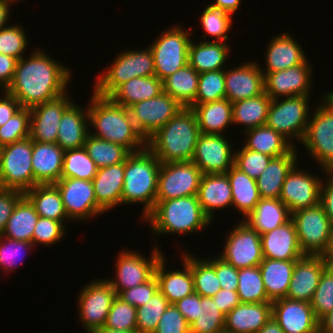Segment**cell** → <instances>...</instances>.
<instances>
[{
    "label": "cell",
    "instance_id": "1",
    "mask_svg": "<svg viewBox=\"0 0 333 333\" xmlns=\"http://www.w3.org/2000/svg\"><path fill=\"white\" fill-rule=\"evenodd\" d=\"M30 54L17 61L12 82L5 90L22 108L29 109L67 93L72 79L70 67L51 58L47 51L36 48Z\"/></svg>",
    "mask_w": 333,
    "mask_h": 333
},
{
    "label": "cell",
    "instance_id": "2",
    "mask_svg": "<svg viewBox=\"0 0 333 333\" xmlns=\"http://www.w3.org/2000/svg\"><path fill=\"white\" fill-rule=\"evenodd\" d=\"M92 93L88 101V117L89 125L95 128V132H91L90 128V134L120 144L130 152L144 149L146 140L134 126L129 109L114 103L109 97Z\"/></svg>",
    "mask_w": 333,
    "mask_h": 333
},
{
    "label": "cell",
    "instance_id": "3",
    "mask_svg": "<svg viewBox=\"0 0 333 333\" xmlns=\"http://www.w3.org/2000/svg\"><path fill=\"white\" fill-rule=\"evenodd\" d=\"M200 134L195 112L183 108L146 140V147L160 163L192 161Z\"/></svg>",
    "mask_w": 333,
    "mask_h": 333
},
{
    "label": "cell",
    "instance_id": "4",
    "mask_svg": "<svg viewBox=\"0 0 333 333\" xmlns=\"http://www.w3.org/2000/svg\"><path fill=\"white\" fill-rule=\"evenodd\" d=\"M150 223L154 236L194 234L213 224L200 206L197 195L169 200H156L154 209L143 219Z\"/></svg>",
    "mask_w": 333,
    "mask_h": 333
},
{
    "label": "cell",
    "instance_id": "5",
    "mask_svg": "<svg viewBox=\"0 0 333 333\" xmlns=\"http://www.w3.org/2000/svg\"><path fill=\"white\" fill-rule=\"evenodd\" d=\"M160 166V161L147 147L131 152L125 160L121 205H143L141 220L156 205Z\"/></svg>",
    "mask_w": 333,
    "mask_h": 333
},
{
    "label": "cell",
    "instance_id": "6",
    "mask_svg": "<svg viewBox=\"0 0 333 333\" xmlns=\"http://www.w3.org/2000/svg\"><path fill=\"white\" fill-rule=\"evenodd\" d=\"M319 102L314 106L317 108L309 118L301 143L309 157L327 173L333 171V94L323 93Z\"/></svg>",
    "mask_w": 333,
    "mask_h": 333
},
{
    "label": "cell",
    "instance_id": "7",
    "mask_svg": "<svg viewBox=\"0 0 333 333\" xmlns=\"http://www.w3.org/2000/svg\"><path fill=\"white\" fill-rule=\"evenodd\" d=\"M95 79L94 92L109 97L121 84L135 77L155 75L153 54L149 47L140 50H123Z\"/></svg>",
    "mask_w": 333,
    "mask_h": 333
},
{
    "label": "cell",
    "instance_id": "8",
    "mask_svg": "<svg viewBox=\"0 0 333 333\" xmlns=\"http://www.w3.org/2000/svg\"><path fill=\"white\" fill-rule=\"evenodd\" d=\"M304 255L327 256L333 241V226L323 207L301 209L291 214Z\"/></svg>",
    "mask_w": 333,
    "mask_h": 333
},
{
    "label": "cell",
    "instance_id": "9",
    "mask_svg": "<svg viewBox=\"0 0 333 333\" xmlns=\"http://www.w3.org/2000/svg\"><path fill=\"white\" fill-rule=\"evenodd\" d=\"M311 96H289L271 100L265 125L286 138L294 147L301 142L310 118ZM295 140V142L293 141Z\"/></svg>",
    "mask_w": 333,
    "mask_h": 333
},
{
    "label": "cell",
    "instance_id": "10",
    "mask_svg": "<svg viewBox=\"0 0 333 333\" xmlns=\"http://www.w3.org/2000/svg\"><path fill=\"white\" fill-rule=\"evenodd\" d=\"M149 44L153 54L155 76L164 80L188 64L192 33L181 25L171 26Z\"/></svg>",
    "mask_w": 333,
    "mask_h": 333
},
{
    "label": "cell",
    "instance_id": "11",
    "mask_svg": "<svg viewBox=\"0 0 333 333\" xmlns=\"http://www.w3.org/2000/svg\"><path fill=\"white\" fill-rule=\"evenodd\" d=\"M32 140H18L0 148V188L25 193L34 187Z\"/></svg>",
    "mask_w": 333,
    "mask_h": 333
},
{
    "label": "cell",
    "instance_id": "12",
    "mask_svg": "<svg viewBox=\"0 0 333 333\" xmlns=\"http://www.w3.org/2000/svg\"><path fill=\"white\" fill-rule=\"evenodd\" d=\"M77 296L78 319L87 333L104 327L108 312L117 296L106 279H96L84 285ZM81 319V320H80Z\"/></svg>",
    "mask_w": 333,
    "mask_h": 333
},
{
    "label": "cell",
    "instance_id": "13",
    "mask_svg": "<svg viewBox=\"0 0 333 333\" xmlns=\"http://www.w3.org/2000/svg\"><path fill=\"white\" fill-rule=\"evenodd\" d=\"M160 249L154 246L151 249L150 258L145 257L141 252L131 251L132 249H123L119 252L117 259H115V268H113L115 269V277L110 279L106 277L117 295L123 290L147 282L154 275L156 264L164 255Z\"/></svg>",
    "mask_w": 333,
    "mask_h": 333
},
{
    "label": "cell",
    "instance_id": "14",
    "mask_svg": "<svg viewBox=\"0 0 333 333\" xmlns=\"http://www.w3.org/2000/svg\"><path fill=\"white\" fill-rule=\"evenodd\" d=\"M231 230L217 256L237 269L259 266L263 261L260 234L243 220Z\"/></svg>",
    "mask_w": 333,
    "mask_h": 333
},
{
    "label": "cell",
    "instance_id": "15",
    "mask_svg": "<svg viewBox=\"0 0 333 333\" xmlns=\"http://www.w3.org/2000/svg\"><path fill=\"white\" fill-rule=\"evenodd\" d=\"M202 175L192 161L161 163L156 200L197 195Z\"/></svg>",
    "mask_w": 333,
    "mask_h": 333
},
{
    "label": "cell",
    "instance_id": "16",
    "mask_svg": "<svg viewBox=\"0 0 333 333\" xmlns=\"http://www.w3.org/2000/svg\"><path fill=\"white\" fill-rule=\"evenodd\" d=\"M183 106L166 92L133 104L128 109L134 126L145 140L175 117Z\"/></svg>",
    "mask_w": 333,
    "mask_h": 333
},
{
    "label": "cell",
    "instance_id": "17",
    "mask_svg": "<svg viewBox=\"0 0 333 333\" xmlns=\"http://www.w3.org/2000/svg\"><path fill=\"white\" fill-rule=\"evenodd\" d=\"M55 185L60 191L69 221L78 223L81 220L84 222L104 214V211L97 205L92 181L61 178Z\"/></svg>",
    "mask_w": 333,
    "mask_h": 333
},
{
    "label": "cell",
    "instance_id": "18",
    "mask_svg": "<svg viewBox=\"0 0 333 333\" xmlns=\"http://www.w3.org/2000/svg\"><path fill=\"white\" fill-rule=\"evenodd\" d=\"M298 167L297 163L288 173L279 197L291 214L320 204L323 178Z\"/></svg>",
    "mask_w": 333,
    "mask_h": 333
},
{
    "label": "cell",
    "instance_id": "19",
    "mask_svg": "<svg viewBox=\"0 0 333 333\" xmlns=\"http://www.w3.org/2000/svg\"><path fill=\"white\" fill-rule=\"evenodd\" d=\"M311 66L313 67L307 58L302 64L268 73L264 77L265 93L271 100L289 96H310L314 73Z\"/></svg>",
    "mask_w": 333,
    "mask_h": 333
},
{
    "label": "cell",
    "instance_id": "20",
    "mask_svg": "<svg viewBox=\"0 0 333 333\" xmlns=\"http://www.w3.org/2000/svg\"><path fill=\"white\" fill-rule=\"evenodd\" d=\"M225 135L200 134L192 162L202 174L226 173L233 165L235 151Z\"/></svg>",
    "mask_w": 333,
    "mask_h": 333
},
{
    "label": "cell",
    "instance_id": "21",
    "mask_svg": "<svg viewBox=\"0 0 333 333\" xmlns=\"http://www.w3.org/2000/svg\"><path fill=\"white\" fill-rule=\"evenodd\" d=\"M64 95L30 109V139L36 142L56 143L60 120L73 99Z\"/></svg>",
    "mask_w": 333,
    "mask_h": 333
},
{
    "label": "cell",
    "instance_id": "22",
    "mask_svg": "<svg viewBox=\"0 0 333 333\" xmlns=\"http://www.w3.org/2000/svg\"><path fill=\"white\" fill-rule=\"evenodd\" d=\"M272 303V317L285 333H318V320L311 304L304 301L277 299Z\"/></svg>",
    "mask_w": 333,
    "mask_h": 333
},
{
    "label": "cell",
    "instance_id": "23",
    "mask_svg": "<svg viewBox=\"0 0 333 333\" xmlns=\"http://www.w3.org/2000/svg\"><path fill=\"white\" fill-rule=\"evenodd\" d=\"M256 61L225 68L226 99L231 103L253 98L265 92L264 74Z\"/></svg>",
    "mask_w": 333,
    "mask_h": 333
},
{
    "label": "cell",
    "instance_id": "24",
    "mask_svg": "<svg viewBox=\"0 0 333 333\" xmlns=\"http://www.w3.org/2000/svg\"><path fill=\"white\" fill-rule=\"evenodd\" d=\"M326 267L325 256L305 255L297 260L286 298L310 303Z\"/></svg>",
    "mask_w": 333,
    "mask_h": 333
},
{
    "label": "cell",
    "instance_id": "25",
    "mask_svg": "<svg viewBox=\"0 0 333 333\" xmlns=\"http://www.w3.org/2000/svg\"><path fill=\"white\" fill-rule=\"evenodd\" d=\"M292 34L283 32L271 38L264 53L265 69L261 67L264 77L271 72H277L302 64L307 59V54L302 45L296 41Z\"/></svg>",
    "mask_w": 333,
    "mask_h": 333
},
{
    "label": "cell",
    "instance_id": "26",
    "mask_svg": "<svg viewBox=\"0 0 333 333\" xmlns=\"http://www.w3.org/2000/svg\"><path fill=\"white\" fill-rule=\"evenodd\" d=\"M263 258L275 260H299L303 254L295 225L290 219L278 228L260 235Z\"/></svg>",
    "mask_w": 333,
    "mask_h": 333
},
{
    "label": "cell",
    "instance_id": "27",
    "mask_svg": "<svg viewBox=\"0 0 333 333\" xmlns=\"http://www.w3.org/2000/svg\"><path fill=\"white\" fill-rule=\"evenodd\" d=\"M64 152L57 143L32 141L34 186L55 184L61 179Z\"/></svg>",
    "mask_w": 333,
    "mask_h": 333
},
{
    "label": "cell",
    "instance_id": "28",
    "mask_svg": "<svg viewBox=\"0 0 333 333\" xmlns=\"http://www.w3.org/2000/svg\"><path fill=\"white\" fill-rule=\"evenodd\" d=\"M166 258L163 255L157 262L154 275L158 281L159 291L168 299L170 304H175L194 293L193 276L190 266L183 259H181L182 269L166 270Z\"/></svg>",
    "mask_w": 333,
    "mask_h": 333
},
{
    "label": "cell",
    "instance_id": "29",
    "mask_svg": "<svg viewBox=\"0 0 333 333\" xmlns=\"http://www.w3.org/2000/svg\"><path fill=\"white\" fill-rule=\"evenodd\" d=\"M271 316V302L240 303L225 316L224 333H257Z\"/></svg>",
    "mask_w": 333,
    "mask_h": 333
},
{
    "label": "cell",
    "instance_id": "30",
    "mask_svg": "<svg viewBox=\"0 0 333 333\" xmlns=\"http://www.w3.org/2000/svg\"><path fill=\"white\" fill-rule=\"evenodd\" d=\"M88 106L73 102L63 113L56 143L64 150L84 147L90 134Z\"/></svg>",
    "mask_w": 333,
    "mask_h": 333
},
{
    "label": "cell",
    "instance_id": "31",
    "mask_svg": "<svg viewBox=\"0 0 333 333\" xmlns=\"http://www.w3.org/2000/svg\"><path fill=\"white\" fill-rule=\"evenodd\" d=\"M125 162L97 170L92 183L97 205L107 213L121 205Z\"/></svg>",
    "mask_w": 333,
    "mask_h": 333
},
{
    "label": "cell",
    "instance_id": "32",
    "mask_svg": "<svg viewBox=\"0 0 333 333\" xmlns=\"http://www.w3.org/2000/svg\"><path fill=\"white\" fill-rule=\"evenodd\" d=\"M197 197L204 213L211 221L215 218V211L232 207V192L227 174H203Z\"/></svg>",
    "mask_w": 333,
    "mask_h": 333
},
{
    "label": "cell",
    "instance_id": "33",
    "mask_svg": "<svg viewBox=\"0 0 333 333\" xmlns=\"http://www.w3.org/2000/svg\"><path fill=\"white\" fill-rule=\"evenodd\" d=\"M293 147L287 154L272 158L263 173L256 179L261 198L277 199L280 197L283 183L292 170L299 163V156Z\"/></svg>",
    "mask_w": 333,
    "mask_h": 333
},
{
    "label": "cell",
    "instance_id": "34",
    "mask_svg": "<svg viewBox=\"0 0 333 333\" xmlns=\"http://www.w3.org/2000/svg\"><path fill=\"white\" fill-rule=\"evenodd\" d=\"M231 47L226 42L191 40L188 49V63L198 72L222 70L230 56ZM224 67V68H223Z\"/></svg>",
    "mask_w": 333,
    "mask_h": 333
},
{
    "label": "cell",
    "instance_id": "35",
    "mask_svg": "<svg viewBox=\"0 0 333 333\" xmlns=\"http://www.w3.org/2000/svg\"><path fill=\"white\" fill-rule=\"evenodd\" d=\"M188 108L195 112L201 134L226 135V128L233 125L232 103L226 98Z\"/></svg>",
    "mask_w": 333,
    "mask_h": 333
},
{
    "label": "cell",
    "instance_id": "36",
    "mask_svg": "<svg viewBox=\"0 0 333 333\" xmlns=\"http://www.w3.org/2000/svg\"><path fill=\"white\" fill-rule=\"evenodd\" d=\"M290 219L289 209L279 198H261L254 210L243 221L262 235L278 228Z\"/></svg>",
    "mask_w": 333,
    "mask_h": 333
},
{
    "label": "cell",
    "instance_id": "37",
    "mask_svg": "<svg viewBox=\"0 0 333 333\" xmlns=\"http://www.w3.org/2000/svg\"><path fill=\"white\" fill-rule=\"evenodd\" d=\"M296 261L263 258L259 264L264 288L271 302L286 298Z\"/></svg>",
    "mask_w": 333,
    "mask_h": 333
},
{
    "label": "cell",
    "instance_id": "38",
    "mask_svg": "<svg viewBox=\"0 0 333 333\" xmlns=\"http://www.w3.org/2000/svg\"><path fill=\"white\" fill-rule=\"evenodd\" d=\"M163 92V81L157 76L135 77L121 84L109 98L129 108L135 103L151 99Z\"/></svg>",
    "mask_w": 333,
    "mask_h": 333
},
{
    "label": "cell",
    "instance_id": "39",
    "mask_svg": "<svg viewBox=\"0 0 333 333\" xmlns=\"http://www.w3.org/2000/svg\"><path fill=\"white\" fill-rule=\"evenodd\" d=\"M24 195L33 204L39 217L60 221L65 226L69 222L60 191L55 184H37Z\"/></svg>",
    "mask_w": 333,
    "mask_h": 333
},
{
    "label": "cell",
    "instance_id": "40",
    "mask_svg": "<svg viewBox=\"0 0 333 333\" xmlns=\"http://www.w3.org/2000/svg\"><path fill=\"white\" fill-rule=\"evenodd\" d=\"M232 192V207L246 218L261 199L256 180L233 165L226 172Z\"/></svg>",
    "mask_w": 333,
    "mask_h": 333
},
{
    "label": "cell",
    "instance_id": "41",
    "mask_svg": "<svg viewBox=\"0 0 333 333\" xmlns=\"http://www.w3.org/2000/svg\"><path fill=\"white\" fill-rule=\"evenodd\" d=\"M242 134L245 135V138L243 137L245 139L243 144L245 148L261 152L273 158L287 154L294 147L280 133L266 125L246 131L242 130Z\"/></svg>",
    "mask_w": 333,
    "mask_h": 333
},
{
    "label": "cell",
    "instance_id": "42",
    "mask_svg": "<svg viewBox=\"0 0 333 333\" xmlns=\"http://www.w3.org/2000/svg\"><path fill=\"white\" fill-rule=\"evenodd\" d=\"M182 258L191 268L193 276L194 292L202 297H213L221 289L220 282L216 276V256L203 259L201 256L181 254Z\"/></svg>",
    "mask_w": 333,
    "mask_h": 333
},
{
    "label": "cell",
    "instance_id": "43",
    "mask_svg": "<svg viewBox=\"0 0 333 333\" xmlns=\"http://www.w3.org/2000/svg\"><path fill=\"white\" fill-rule=\"evenodd\" d=\"M39 215L30 200L24 195L9 217L2 236L33 243V231Z\"/></svg>",
    "mask_w": 333,
    "mask_h": 333
},
{
    "label": "cell",
    "instance_id": "44",
    "mask_svg": "<svg viewBox=\"0 0 333 333\" xmlns=\"http://www.w3.org/2000/svg\"><path fill=\"white\" fill-rule=\"evenodd\" d=\"M199 75L188 63L163 80V91L188 108L195 101Z\"/></svg>",
    "mask_w": 333,
    "mask_h": 333
},
{
    "label": "cell",
    "instance_id": "45",
    "mask_svg": "<svg viewBox=\"0 0 333 333\" xmlns=\"http://www.w3.org/2000/svg\"><path fill=\"white\" fill-rule=\"evenodd\" d=\"M270 104L271 98L265 92L232 103L233 125L245 126L244 131L265 125Z\"/></svg>",
    "mask_w": 333,
    "mask_h": 333
},
{
    "label": "cell",
    "instance_id": "46",
    "mask_svg": "<svg viewBox=\"0 0 333 333\" xmlns=\"http://www.w3.org/2000/svg\"><path fill=\"white\" fill-rule=\"evenodd\" d=\"M84 148L96 167L102 168L125 162L131 153L124 146L88 135Z\"/></svg>",
    "mask_w": 333,
    "mask_h": 333
},
{
    "label": "cell",
    "instance_id": "47",
    "mask_svg": "<svg viewBox=\"0 0 333 333\" xmlns=\"http://www.w3.org/2000/svg\"><path fill=\"white\" fill-rule=\"evenodd\" d=\"M237 293L241 303L271 302L267 297L259 266L238 269Z\"/></svg>",
    "mask_w": 333,
    "mask_h": 333
},
{
    "label": "cell",
    "instance_id": "48",
    "mask_svg": "<svg viewBox=\"0 0 333 333\" xmlns=\"http://www.w3.org/2000/svg\"><path fill=\"white\" fill-rule=\"evenodd\" d=\"M98 168L84 147L64 152L61 178H76L92 181Z\"/></svg>",
    "mask_w": 333,
    "mask_h": 333
},
{
    "label": "cell",
    "instance_id": "49",
    "mask_svg": "<svg viewBox=\"0 0 333 333\" xmlns=\"http://www.w3.org/2000/svg\"><path fill=\"white\" fill-rule=\"evenodd\" d=\"M198 316L190 324V333H224L225 315L212 297L200 296Z\"/></svg>",
    "mask_w": 333,
    "mask_h": 333
},
{
    "label": "cell",
    "instance_id": "50",
    "mask_svg": "<svg viewBox=\"0 0 333 333\" xmlns=\"http://www.w3.org/2000/svg\"><path fill=\"white\" fill-rule=\"evenodd\" d=\"M200 17V25H202L203 32L206 33L202 36L203 41H206V37L210 35L214 37L212 41L227 43L229 39L227 33L231 30L233 23L231 14L209 4Z\"/></svg>",
    "mask_w": 333,
    "mask_h": 333
},
{
    "label": "cell",
    "instance_id": "51",
    "mask_svg": "<svg viewBox=\"0 0 333 333\" xmlns=\"http://www.w3.org/2000/svg\"><path fill=\"white\" fill-rule=\"evenodd\" d=\"M170 305L158 290L147 303L136 310V328L139 333H154L162 315Z\"/></svg>",
    "mask_w": 333,
    "mask_h": 333
},
{
    "label": "cell",
    "instance_id": "52",
    "mask_svg": "<svg viewBox=\"0 0 333 333\" xmlns=\"http://www.w3.org/2000/svg\"><path fill=\"white\" fill-rule=\"evenodd\" d=\"M225 97V69L200 73L196 98L192 104H204Z\"/></svg>",
    "mask_w": 333,
    "mask_h": 333
},
{
    "label": "cell",
    "instance_id": "53",
    "mask_svg": "<svg viewBox=\"0 0 333 333\" xmlns=\"http://www.w3.org/2000/svg\"><path fill=\"white\" fill-rule=\"evenodd\" d=\"M28 40L24 27L17 23L9 26L8 23V26L0 29V54L19 60L25 56L27 47L29 48Z\"/></svg>",
    "mask_w": 333,
    "mask_h": 333
},
{
    "label": "cell",
    "instance_id": "54",
    "mask_svg": "<svg viewBox=\"0 0 333 333\" xmlns=\"http://www.w3.org/2000/svg\"><path fill=\"white\" fill-rule=\"evenodd\" d=\"M310 304L318 321L333 310V272L328 266L320 276Z\"/></svg>",
    "mask_w": 333,
    "mask_h": 333
},
{
    "label": "cell",
    "instance_id": "55",
    "mask_svg": "<svg viewBox=\"0 0 333 333\" xmlns=\"http://www.w3.org/2000/svg\"><path fill=\"white\" fill-rule=\"evenodd\" d=\"M137 308L125 302L118 295L115 297L104 327L116 330L136 331Z\"/></svg>",
    "mask_w": 333,
    "mask_h": 333
},
{
    "label": "cell",
    "instance_id": "56",
    "mask_svg": "<svg viewBox=\"0 0 333 333\" xmlns=\"http://www.w3.org/2000/svg\"><path fill=\"white\" fill-rule=\"evenodd\" d=\"M37 248L32 242L19 241L10 239L4 236H0V269L6 273H12L11 271L21 264L20 260L23 259L27 251L28 253ZM30 250V251H29ZM24 251V252H23ZM26 252V253H25ZM24 254V255H23ZM20 257V258H19ZM17 259L19 261H17ZM18 263V264H17Z\"/></svg>",
    "mask_w": 333,
    "mask_h": 333
},
{
    "label": "cell",
    "instance_id": "57",
    "mask_svg": "<svg viewBox=\"0 0 333 333\" xmlns=\"http://www.w3.org/2000/svg\"><path fill=\"white\" fill-rule=\"evenodd\" d=\"M31 113L21 108L4 126L0 127V148L30 135Z\"/></svg>",
    "mask_w": 333,
    "mask_h": 333
},
{
    "label": "cell",
    "instance_id": "58",
    "mask_svg": "<svg viewBox=\"0 0 333 333\" xmlns=\"http://www.w3.org/2000/svg\"><path fill=\"white\" fill-rule=\"evenodd\" d=\"M273 157L261 152L249 150L243 145L236 150L234 165L250 178L257 179L268 166Z\"/></svg>",
    "mask_w": 333,
    "mask_h": 333
},
{
    "label": "cell",
    "instance_id": "59",
    "mask_svg": "<svg viewBox=\"0 0 333 333\" xmlns=\"http://www.w3.org/2000/svg\"><path fill=\"white\" fill-rule=\"evenodd\" d=\"M66 226L49 218L39 217L33 231V244L50 247L65 238Z\"/></svg>",
    "mask_w": 333,
    "mask_h": 333
},
{
    "label": "cell",
    "instance_id": "60",
    "mask_svg": "<svg viewBox=\"0 0 333 333\" xmlns=\"http://www.w3.org/2000/svg\"><path fill=\"white\" fill-rule=\"evenodd\" d=\"M158 290V281L155 275H153L147 282L123 290L118 296L130 305L139 308L145 305Z\"/></svg>",
    "mask_w": 333,
    "mask_h": 333
},
{
    "label": "cell",
    "instance_id": "61",
    "mask_svg": "<svg viewBox=\"0 0 333 333\" xmlns=\"http://www.w3.org/2000/svg\"><path fill=\"white\" fill-rule=\"evenodd\" d=\"M154 333H190V325L174 304H170Z\"/></svg>",
    "mask_w": 333,
    "mask_h": 333
},
{
    "label": "cell",
    "instance_id": "62",
    "mask_svg": "<svg viewBox=\"0 0 333 333\" xmlns=\"http://www.w3.org/2000/svg\"><path fill=\"white\" fill-rule=\"evenodd\" d=\"M24 193L15 189L0 188V236H2L7 221Z\"/></svg>",
    "mask_w": 333,
    "mask_h": 333
},
{
    "label": "cell",
    "instance_id": "63",
    "mask_svg": "<svg viewBox=\"0 0 333 333\" xmlns=\"http://www.w3.org/2000/svg\"><path fill=\"white\" fill-rule=\"evenodd\" d=\"M216 276L221 289L237 291L238 269L216 256Z\"/></svg>",
    "mask_w": 333,
    "mask_h": 333
},
{
    "label": "cell",
    "instance_id": "64",
    "mask_svg": "<svg viewBox=\"0 0 333 333\" xmlns=\"http://www.w3.org/2000/svg\"><path fill=\"white\" fill-rule=\"evenodd\" d=\"M190 325L199 316L200 295L195 292L174 304Z\"/></svg>",
    "mask_w": 333,
    "mask_h": 333
},
{
    "label": "cell",
    "instance_id": "65",
    "mask_svg": "<svg viewBox=\"0 0 333 333\" xmlns=\"http://www.w3.org/2000/svg\"><path fill=\"white\" fill-rule=\"evenodd\" d=\"M324 175H327L328 177L327 181L326 177L322 180L320 205L323 207L330 220V224L333 226V171H328Z\"/></svg>",
    "mask_w": 333,
    "mask_h": 333
},
{
    "label": "cell",
    "instance_id": "66",
    "mask_svg": "<svg viewBox=\"0 0 333 333\" xmlns=\"http://www.w3.org/2000/svg\"><path fill=\"white\" fill-rule=\"evenodd\" d=\"M212 299L225 316L241 303L237 291L226 289H220Z\"/></svg>",
    "mask_w": 333,
    "mask_h": 333
},
{
    "label": "cell",
    "instance_id": "67",
    "mask_svg": "<svg viewBox=\"0 0 333 333\" xmlns=\"http://www.w3.org/2000/svg\"><path fill=\"white\" fill-rule=\"evenodd\" d=\"M1 94L3 96L0 97V127L4 126L22 108L14 96L5 90Z\"/></svg>",
    "mask_w": 333,
    "mask_h": 333
},
{
    "label": "cell",
    "instance_id": "68",
    "mask_svg": "<svg viewBox=\"0 0 333 333\" xmlns=\"http://www.w3.org/2000/svg\"><path fill=\"white\" fill-rule=\"evenodd\" d=\"M18 59L0 54V89L4 91L11 84Z\"/></svg>",
    "mask_w": 333,
    "mask_h": 333
},
{
    "label": "cell",
    "instance_id": "69",
    "mask_svg": "<svg viewBox=\"0 0 333 333\" xmlns=\"http://www.w3.org/2000/svg\"><path fill=\"white\" fill-rule=\"evenodd\" d=\"M241 1L242 0H215V2H211L210 5L233 16L237 13V10H239Z\"/></svg>",
    "mask_w": 333,
    "mask_h": 333
},
{
    "label": "cell",
    "instance_id": "70",
    "mask_svg": "<svg viewBox=\"0 0 333 333\" xmlns=\"http://www.w3.org/2000/svg\"><path fill=\"white\" fill-rule=\"evenodd\" d=\"M319 333H333V310L318 321Z\"/></svg>",
    "mask_w": 333,
    "mask_h": 333
},
{
    "label": "cell",
    "instance_id": "71",
    "mask_svg": "<svg viewBox=\"0 0 333 333\" xmlns=\"http://www.w3.org/2000/svg\"><path fill=\"white\" fill-rule=\"evenodd\" d=\"M11 4L0 1V29L7 26L9 19L11 18ZM10 17V18H9Z\"/></svg>",
    "mask_w": 333,
    "mask_h": 333
},
{
    "label": "cell",
    "instance_id": "72",
    "mask_svg": "<svg viewBox=\"0 0 333 333\" xmlns=\"http://www.w3.org/2000/svg\"><path fill=\"white\" fill-rule=\"evenodd\" d=\"M257 333H285L277 321L271 316L266 324Z\"/></svg>",
    "mask_w": 333,
    "mask_h": 333
},
{
    "label": "cell",
    "instance_id": "73",
    "mask_svg": "<svg viewBox=\"0 0 333 333\" xmlns=\"http://www.w3.org/2000/svg\"><path fill=\"white\" fill-rule=\"evenodd\" d=\"M93 333H139L136 331H125V330H116V329H109L106 327L99 328L95 330Z\"/></svg>",
    "mask_w": 333,
    "mask_h": 333
},
{
    "label": "cell",
    "instance_id": "74",
    "mask_svg": "<svg viewBox=\"0 0 333 333\" xmlns=\"http://www.w3.org/2000/svg\"><path fill=\"white\" fill-rule=\"evenodd\" d=\"M327 266L331 269L333 272V258H326Z\"/></svg>",
    "mask_w": 333,
    "mask_h": 333
},
{
    "label": "cell",
    "instance_id": "75",
    "mask_svg": "<svg viewBox=\"0 0 333 333\" xmlns=\"http://www.w3.org/2000/svg\"><path fill=\"white\" fill-rule=\"evenodd\" d=\"M325 258H333V241H332V246H331V249L329 251V254L327 256H325Z\"/></svg>",
    "mask_w": 333,
    "mask_h": 333
},
{
    "label": "cell",
    "instance_id": "76",
    "mask_svg": "<svg viewBox=\"0 0 333 333\" xmlns=\"http://www.w3.org/2000/svg\"><path fill=\"white\" fill-rule=\"evenodd\" d=\"M1 2H7V3H9V4H13L14 2H21V0H0Z\"/></svg>",
    "mask_w": 333,
    "mask_h": 333
}]
</instances>
